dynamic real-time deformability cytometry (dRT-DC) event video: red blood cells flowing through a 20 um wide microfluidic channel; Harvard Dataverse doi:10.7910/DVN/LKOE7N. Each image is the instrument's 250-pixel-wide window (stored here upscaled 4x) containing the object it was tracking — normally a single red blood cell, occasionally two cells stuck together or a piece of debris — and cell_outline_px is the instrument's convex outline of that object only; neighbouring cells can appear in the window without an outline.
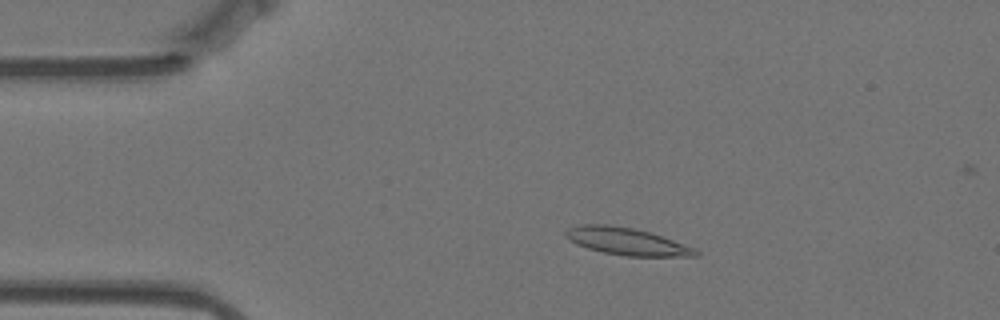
{"species": "Egyptian fruit bat (a non-hibernating species)", "species_latin": "Rousettus aegyptiacus", "temperature_condition": "warm", "stored_images_in_passage": 57, "camera_frame_rate_fps": 3000, "um_per_image_px": 0.085, "animal": {"sex": "female"}, "frame": {"image": 1, "passage_image": 11, "time_ms": 3.333, "image_size_px": [1000, 320], "cell_outline_px": [[700, 256], [624, 256], [604, 252], [588, 248], [576, 244], [564, 236], [564, 232], [568, 228], [580, 224], [608, 224], [632, 228], [652, 232], [696, 248], [700, 252]], "centroid_in_image_um": [53.29, 20.51], "position_along_channel_um": 31.7, "area_um2": 20.81}}
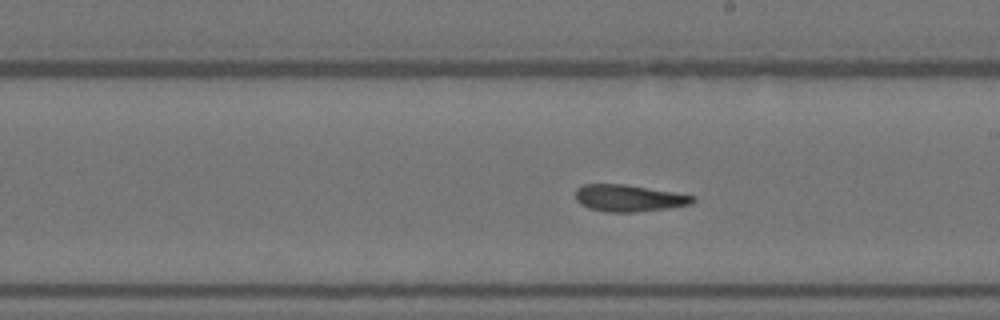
{"frame": {"image": 2, "passage_image": 32, "time_ms": 10.333, "image_size_px": [1000, 320], "cell_outline_px": [[696, 200], [692, 204], [668, 208], [636, 212], [608, 212], [588, 208], [580, 204], [576, 200], [576, 188], [584, 184], [624, 184], [696, 196]], "centroid_in_image_um": [53.44, 16.84], "position_along_channel_um": 235.6, "area_um2": 18.32}}
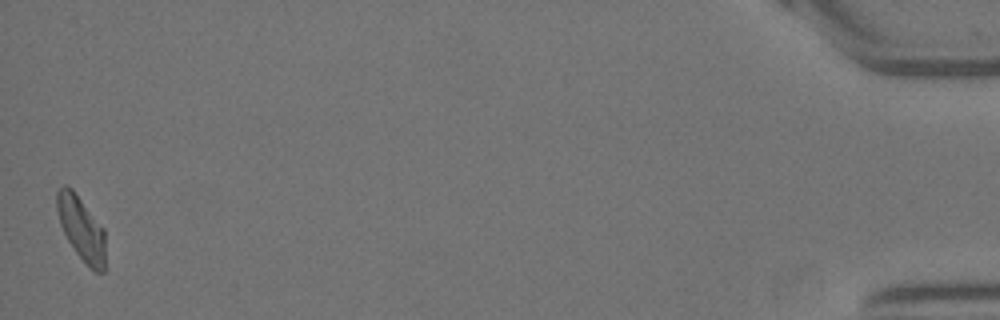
{"frame": {"image": 3, "passage_image": 57, "time_ms": 18.667, "image_size_px": [1000, 320], "cell_outline_px": [[104, 272], [96, 272], [76, 252], [68, 240], [60, 224], [56, 208], [56, 192], [64, 184], [72, 188], [104, 228]], "centroid_in_image_um": [6.89, 19.36], "position_along_channel_um": 428.3, "area_um2": 17.74}, "authors_computed_cell_mechanics": {"area_um2": 18.7272, "velocity_mm_per_s": 3.4869, "shape_relaxation_time_tau1_ms": 4.4197, "shape_relaxation_time_tau2_ms": 1.7689, "deformation_change_tau1": 0.2052, "deformation_change_tau2": 0.1042}}